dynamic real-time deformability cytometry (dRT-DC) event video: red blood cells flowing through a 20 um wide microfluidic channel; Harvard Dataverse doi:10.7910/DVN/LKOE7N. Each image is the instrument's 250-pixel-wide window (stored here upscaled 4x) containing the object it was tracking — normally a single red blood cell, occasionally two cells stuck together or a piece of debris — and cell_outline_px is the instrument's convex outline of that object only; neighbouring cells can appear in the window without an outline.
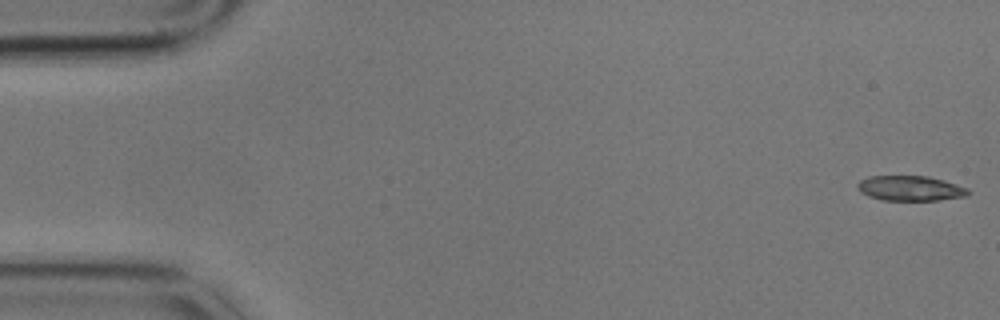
{"species": "common noctule bat (a hibernating species)", "species_latin": "Nyctalus noctula", "temperature_condition": "cold", "stored_images_in_passage": 57, "camera_frame_rate_fps": 3000, "um_per_image_px": 0.085, "animal": {"sex": "male", "body_mass_g": 17.9}, "frame": {"image": 1, "passage_image": 1, "time_ms": 0.0, "image_size_px": [1000, 320], "cell_outline_px": [[972, 192], [968, 196], [940, 200], [880, 200], [868, 196], [860, 192], [856, 188], [856, 184], [860, 180], [868, 176], [928, 176], [944, 180], [968, 188]], "centroid_in_image_um": [77.38, 16.01], "position_along_channel_um": 7.6, "area_um2": 16.42}}
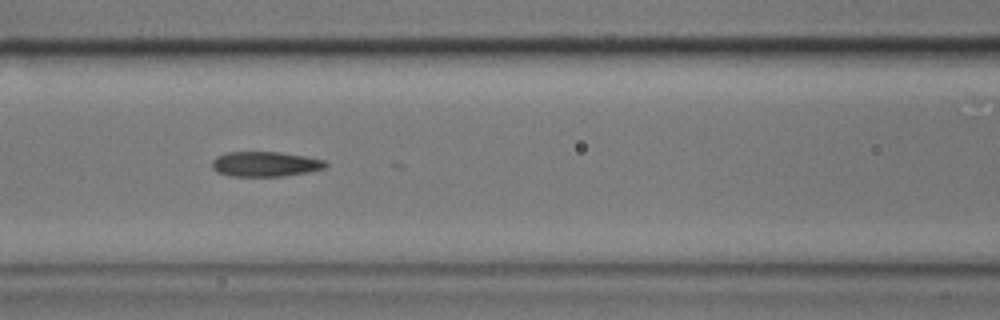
{"frame": {"image": 2, "passage_image": 24, "time_ms": 7.667, "image_size_px": [1000, 320], "cell_outline_px": [[328, 164], [324, 168], [308, 172], [284, 176], [232, 176], [216, 172], [212, 168], [212, 160], [216, 156], [228, 152], [280, 152], [308, 156], [324, 160]], "centroid_in_image_um": [22.54, 13.94], "position_along_channel_um": 144.1, "area_um2": 16.65}}
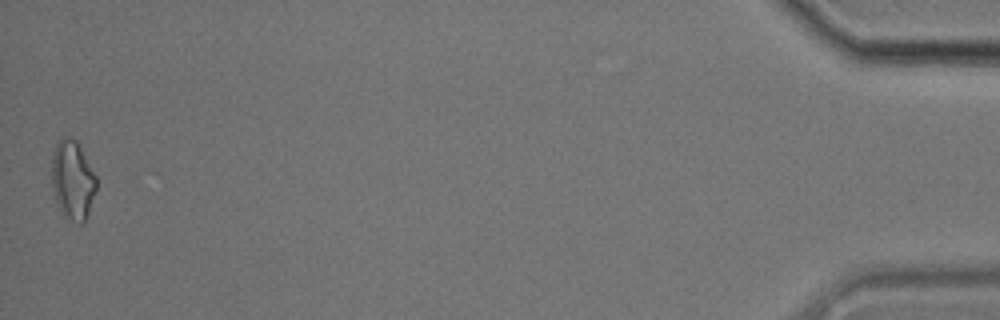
{"frame": {"image": 3, "passage_image": 57, "time_ms": 18.667, "image_size_px": [1000, 320], "cell_outline_px": [[96, 188], [88, 212], [84, 220], [80, 224], [72, 220], [60, 208], [56, 200], [52, 188], [52, 152], [56, 140], [64, 136], [72, 136], [76, 140], [96, 176]], "centroid_in_image_um": [6.15, 15.21], "position_along_channel_um": 429.1, "area_um2": 20.23}, "authors_computed_cell_mechanics": {"area_um2": 16.9354, "velocity_mm_per_s": 3.4444, "shape_relaxation_time_tau1_ms": null, "shape_relaxation_time_tau2_ms": 4.6952, "deformation_change_tau1": null, "deformation_change_tau2": 0.1323}}